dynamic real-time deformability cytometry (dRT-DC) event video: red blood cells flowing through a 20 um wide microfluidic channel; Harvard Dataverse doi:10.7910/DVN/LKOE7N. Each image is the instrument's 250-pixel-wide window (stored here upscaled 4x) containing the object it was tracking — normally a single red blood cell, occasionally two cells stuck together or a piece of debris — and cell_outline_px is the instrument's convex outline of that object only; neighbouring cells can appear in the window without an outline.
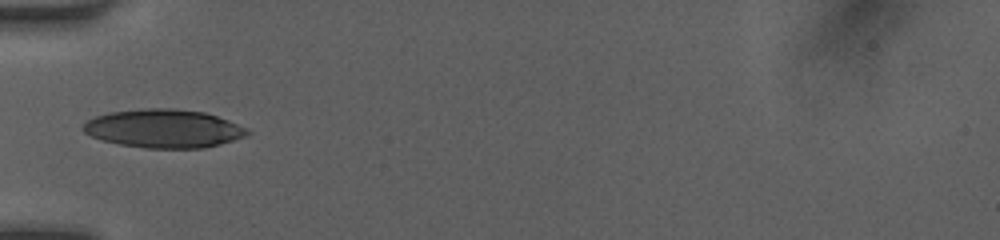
{"species": "human", "species_latin": "Homo sapiens", "temperature_condition": "room temperature", "stored_images_in_passage": 33, "camera_frame_rate_fps": 3000, "um_per_image_px": 0.085, "donor": {"sex": "female"}, "frame": {"image": 1, "passage_image": 1, "time_ms": 0.0, "image_size_px": [1000, 240], "cell_outline_px": [[252, 132], [244, 136], [220, 144], [204, 148], [148, 148], [120, 144], [100, 140], [84, 132], [80, 128], [88, 120], [96, 116], [108, 112], [140, 108], [172, 108], [204, 112], [228, 120], [248, 128]], "centroid_in_image_um": [13.9, 10.92], "position_along_channel_um": 71.1, "area_um2": 36.82}}
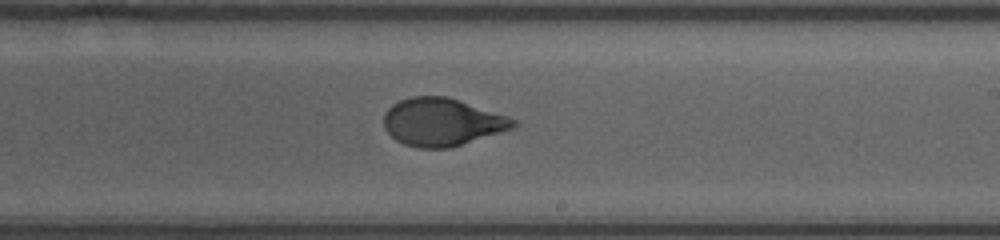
{"frame": {"image": 2, "passage_image": 14, "time_ms": 4.333, "image_size_px": [1000, 240], "cell_outline_px": [[520, 124], [512, 128], [500, 132], [448, 148], [420, 148], [404, 144], [396, 140], [384, 128], [384, 112], [392, 104], [400, 100], [412, 96], [448, 96], [508, 116], [516, 120]], "centroid_in_image_um": [37.56, 10.36], "position_along_channel_um": 251.4, "area_um2": 35.89}}
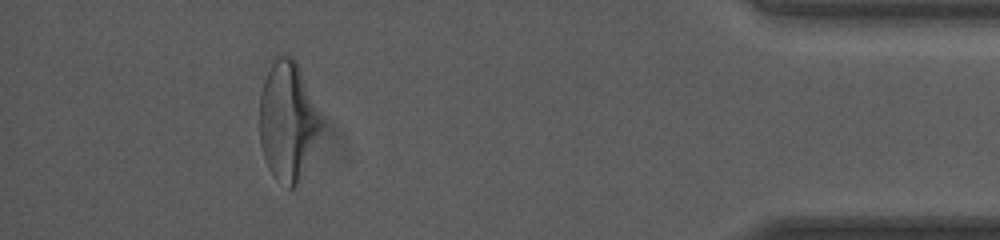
{"frame": {"image": 3, "passage_image": 29, "time_ms": 9.333, "image_size_px": [1000, 240], "cell_outline_px": [[320, 128], [296, 184], [292, 188], [288, 188], [272, 176], [264, 160], [260, 144], [260, 92], [264, 80], [272, 60], [280, 56], [292, 56], [296, 60], [320, 120]], "centroid_in_image_um": [24.36, 10.27], "position_along_channel_um": 410.8, "area_um2": 40.98}, "authors_computed_cell_mechanics": {"area_um2": 36.5874, "velocity_mm_per_s": 4.1539, "shape_relaxation_time_tau1_ms": 2.9693, "shape_relaxation_time_tau2_ms": null, "deformation_change_tau1": 0.1694, "deformation_change_tau2": null}}